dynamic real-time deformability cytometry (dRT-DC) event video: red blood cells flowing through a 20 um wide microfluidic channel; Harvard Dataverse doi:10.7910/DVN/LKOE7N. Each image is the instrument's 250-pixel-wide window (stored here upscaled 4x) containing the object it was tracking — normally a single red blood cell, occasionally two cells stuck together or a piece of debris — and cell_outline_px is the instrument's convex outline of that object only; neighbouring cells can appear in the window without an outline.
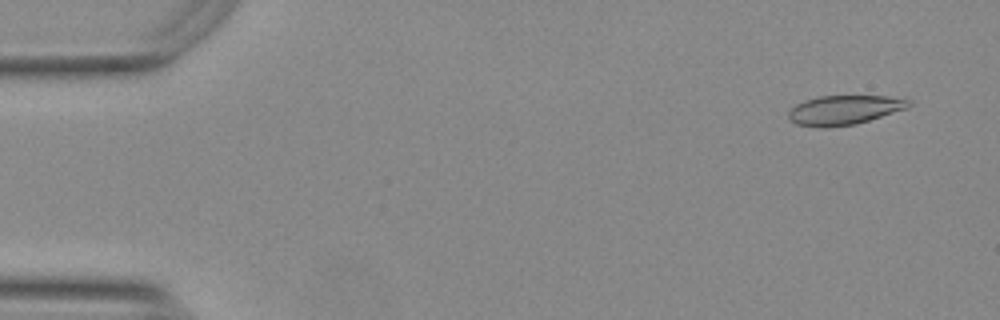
{"species": "Egyptian fruit bat (a non-hibernating species)", "species_latin": "Rousettus aegyptiacus", "temperature_condition": "warm", "stored_images_in_passage": 55, "camera_frame_rate_fps": 3000, "um_per_image_px": 0.085, "animal": {"sex": "female"}, "frame": {"image": 1, "passage_image": 4, "time_ms": 1.0, "image_size_px": [1000, 320], "cell_outline_px": [[912, 104], [908, 108], [856, 124], [824, 128], [796, 124], [788, 116], [788, 112], [796, 104], [804, 100], [820, 96], [884, 96], [912, 100]], "centroid_in_image_um": [71.77, 9.35], "position_along_channel_um": 13.2, "area_um2": 20.52}}
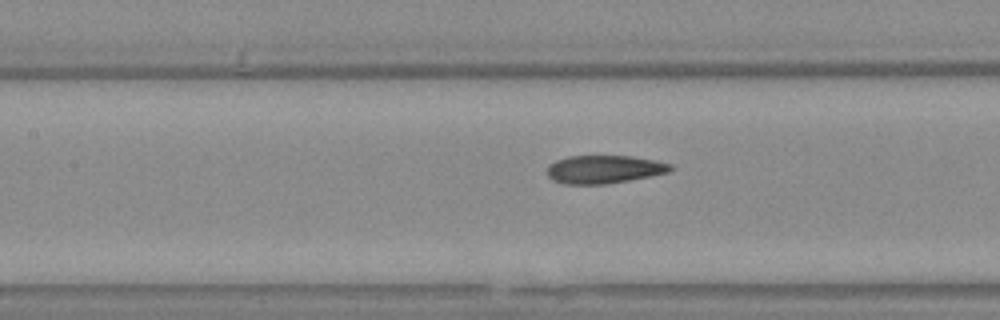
{"frame": {"image": 2, "passage_image": 25, "time_ms": 8.0, "image_size_px": [1000, 320], "cell_outline_px": [[672, 168], [668, 172], [628, 180], [604, 184], [564, 184], [552, 180], [548, 176], [548, 164], [556, 160], [568, 156], [632, 156], [656, 160], [672, 164]], "centroid_in_image_um": [51.32, 14.38], "position_along_channel_um": 156.1, "area_um2": 20.11}}
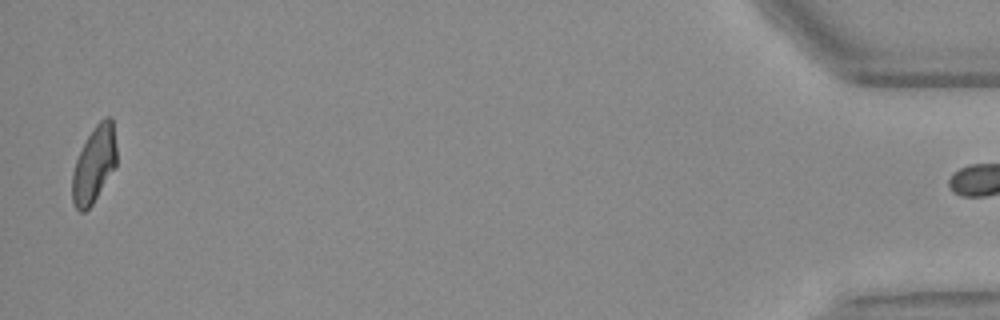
{"frame": {"image": 3, "passage_image": 54, "time_ms": 17.667, "image_size_px": [1000, 320], "cell_outline_px": [[116, 168], [92, 204], [84, 212], [80, 212], [76, 208], [72, 200], [72, 172], [76, 160], [88, 136], [96, 124], [104, 116], [108, 116], [112, 120], [116, 144]], "centroid_in_image_um": [8.01, 13.99], "position_along_channel_um": 427.2, "area_um2": 19.71}, "authors_computed_cell_mechanics": {"area_um2": 20.808, "velocity_mm_per_s": 3.7539, "shape_relaxation_time_tau1_ms": null, "shape_relaxation_time_tau2_ms": 1.9969, "deformation_change_tau1": null, "deformation_change_tau2": 0.0722}}